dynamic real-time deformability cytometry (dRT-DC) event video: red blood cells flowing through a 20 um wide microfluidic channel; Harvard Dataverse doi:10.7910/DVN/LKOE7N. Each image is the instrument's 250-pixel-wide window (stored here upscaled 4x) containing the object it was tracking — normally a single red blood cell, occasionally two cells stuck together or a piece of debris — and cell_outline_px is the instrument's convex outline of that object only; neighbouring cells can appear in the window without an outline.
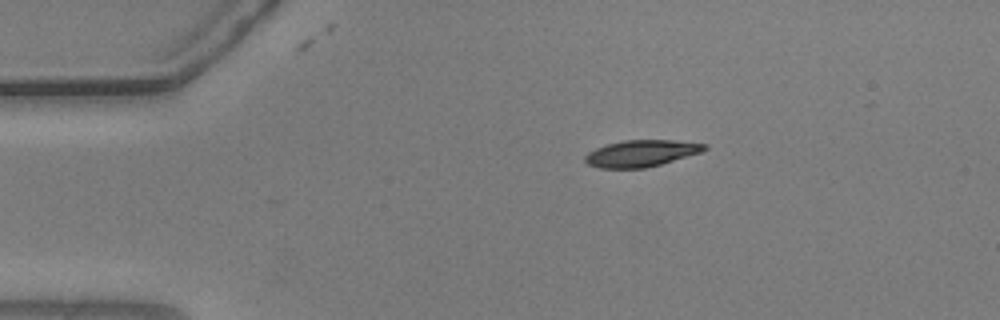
{"species": "common noctule bat (a hibernating species)", "species_latin": "Nyctalus noctula", "temperature_condition": "warm", "stored_images_in_passage": 42, "camera_frame_rate_fps": 3000, "um_per_image_px": 0.085, "animal": {"sex": "male", "body_mass_g": 20.5, "forearm_length_mm": 52.5}, "frame": {"image": 1, "passage_image": 1, "time_ms": 0.0, "image_size_px": [1000, 320], "cell_outline_px": [[708, 148], [700, 152], [660, 164], [644, 168], [600, 168], [588, 164], [584, 160], [584, 156], [588, 152], [596, 148], [608, 144], [624, 140], [672, 140], [708, 144]], "centroid_in_image_um": [54.48, 13.03], "position_along_channel_um": 30.5, "area_um2": 18.32}}
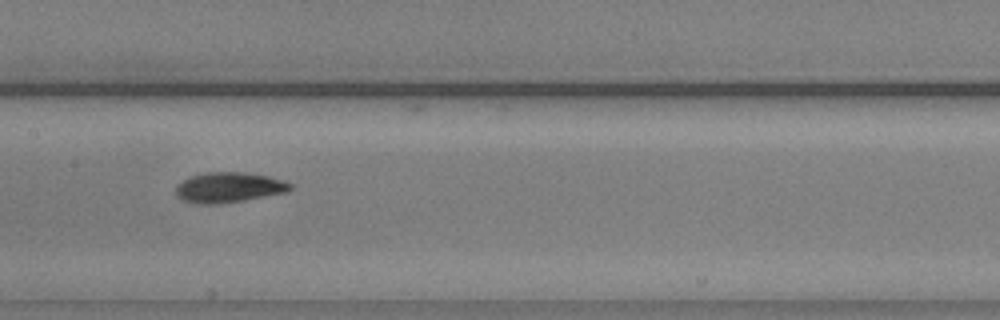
{"frame": {"image": 2, "passage_image": 18, "time_ms": 5.667, "image_size_px": [1000, 320], "cell_outline_px": [[292, 188], [288, 192], [244, 200], [220, 204], [196, 204], [184, 200], [176, 196], [176, 184], [188, 176], [204, 172], [244, 172], [268, 176], [292, 184]], "centroid_in_image_um": [19.4, 15.93], "position_along_channel_um": 188.0, "area_um2": 20.35}}
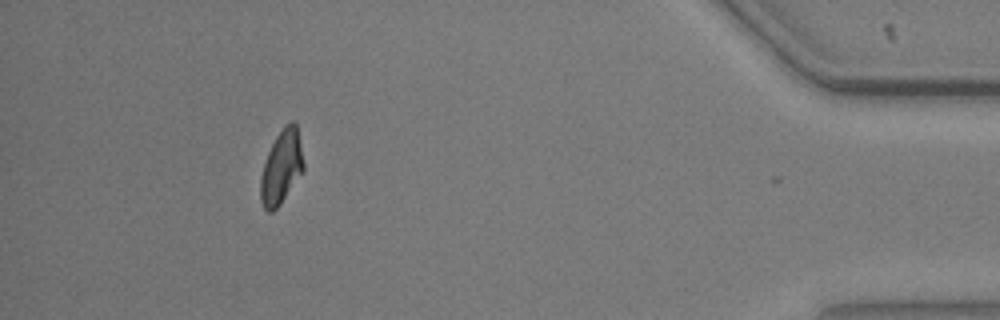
{"frame": {"image": 3, "passage_image": 41, "time_ms": 13.333, "image_size_px": [1000, 320], "cell_outline_px": [[304, 172], [280, 204], [272, 212], [268, 212], [264, 208], [260, 200], [260, 180], [264, 164], [268, 152], [276, 136], [284, 124], [292, 120], [296, 124], [304, 164]], "centroid_in_image_um": [23.93, 14.22], "position_along_channel_um": 411.3, "area_um2": 18.44}, "authors_computed_cell_mechanics": {"area_um2": 19.1896, "velocity_mm_per_s": 3.6749, "shape_relaxation_time_tau1_ms": 3.3058, "shape_relaxation_time_tau2_ms": 2.6648, "deformation_change_tau1": 0.156, "deformation_change_tau2": 0.0793}}